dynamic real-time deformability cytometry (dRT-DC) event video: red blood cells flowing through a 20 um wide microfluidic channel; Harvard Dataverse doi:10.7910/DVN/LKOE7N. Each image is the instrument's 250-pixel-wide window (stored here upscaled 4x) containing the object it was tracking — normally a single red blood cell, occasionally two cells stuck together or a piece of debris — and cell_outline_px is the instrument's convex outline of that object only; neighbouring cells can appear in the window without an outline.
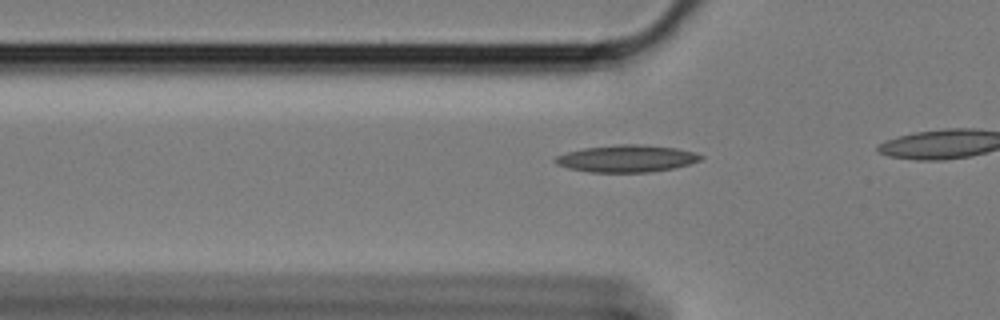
{"species": "Egyptian fruit bat (a non-hibernating species)", "species_latin": "Rousettus aegyptiacus", "temperature_condition": "cold", "stored_images_in_passage": 21, "camera_frame_rate_fps": 3000, "um_per_image_px": 0.085, "animal": {"sex": "female"}, "frame": {"image": 1, "passage_image": 15, "time_ms": 4.667, "image_size_px": [1000, 320], "cell_outline_px": [[704, 156], [700, 160], [688, 164], [672, 168], [648, 172], [588, 172], [568, 168], [556, 164], [552, 160], [556, 156], [568, 152], [584, 148], [616, 144], [636, 144], [676, 148], [696, 152]], "centroid_in_image_um": [53.24, 13.47], "position_along_channel_um": 72.6, "area_um2": 22.89}}